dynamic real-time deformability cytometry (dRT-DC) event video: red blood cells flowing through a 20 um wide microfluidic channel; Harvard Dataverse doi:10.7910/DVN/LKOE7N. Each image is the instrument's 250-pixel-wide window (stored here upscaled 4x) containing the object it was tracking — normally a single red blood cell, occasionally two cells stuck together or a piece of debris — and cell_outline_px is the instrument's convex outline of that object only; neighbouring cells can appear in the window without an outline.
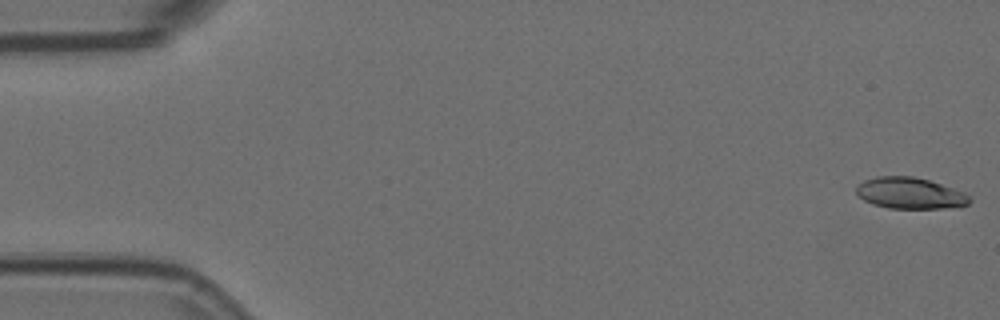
{"species": "Egyptian fruit bat (a non-hibernating species)", "species_latin": "Rousettus aegyptiacus", "temperature_condition": "room temperature", "stored_images_in_passage": 57, "camera_frame_rate_fps": 3000, "um_per_image_px": 0.085, "animal": {"sex": "female"}, "frame": {"image": 1, "passage_image": 1, "time_ms": 0.0, "image_size_px": [1000, 320], "cell_outline_px": [[972, 200], [968, 204], [960, 208], [888, 208], [872, 204], [864, 200], [856, 192], [856, 184], [864, 180], [876, 176], [912, 176], [928, 180], [964, 192], [972, 196]], "centroid_in_image_um": [77.37, 16.43], "position_along_channel_um": 7.6, "area_um2": 20.87}}
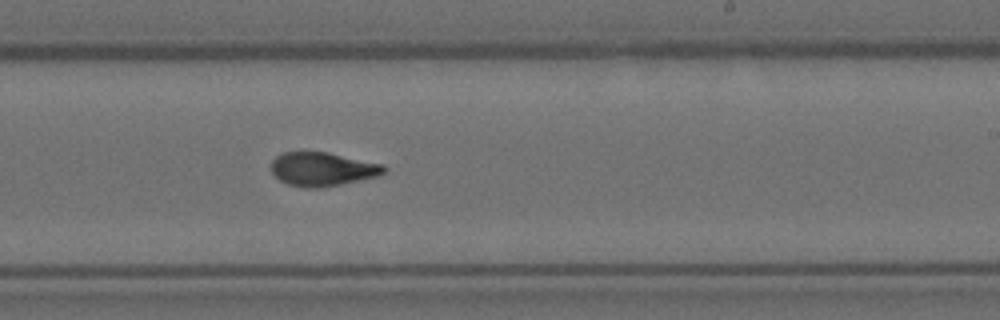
{"frame": {"image": 2, "passage_image": 34, "time_ms": 11.0, "image_size_px": [1000, 320], "cell_outline_px": [[388, 168], [384, 172], [376, 176], [340, 184], [320, 188], [304, 188], [288, 184], [280, 180], [272, 172], [272, 160], [276, 156], [284, 152], [328, 152], [384, 164]], "centroid_in_image_um": [27.41, 14.37], "position_along_channel_um": 261.6, "area_um2": 22.08}}
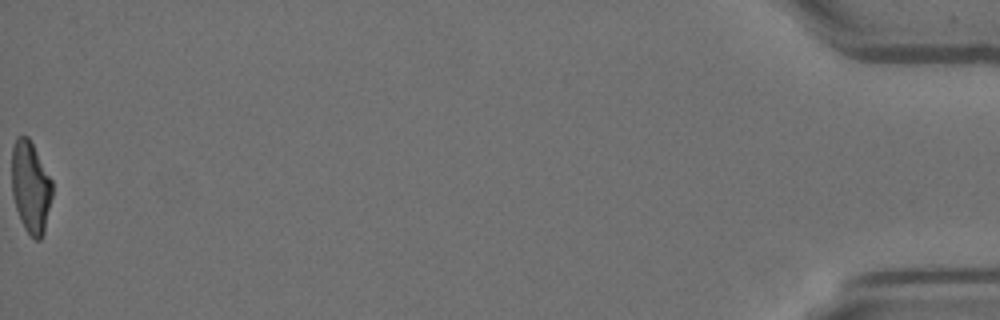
{"frame": {"image": 3, "passage_image": 57, "time_ms": 18.667, "image_size_px": [1000, 320], "cell_outline_px": [[52, 196], [44, 232], [40, 240], [36, 240], [24, 228], [20, 220], [12, 196], [12, 148], [16, 140], [20, 136], [28, 136], [52, 180]], "centroid_in_image_um": [2.6, 15.92], "position_along_channel_um": 432.6, "area_um2": 21.5}, "authors_computed_cell_mechanics": {"area_um2": 22.0796, "velocity_mm_per_s": 3.5877, "shape_relaxation_time_tau1_ms": 6.2684, "shape_relaxation_time_tau2_ms": 1.7795, "deformation_change_tau1": 0.195, "deformation_change_tau2": 0.0873}}